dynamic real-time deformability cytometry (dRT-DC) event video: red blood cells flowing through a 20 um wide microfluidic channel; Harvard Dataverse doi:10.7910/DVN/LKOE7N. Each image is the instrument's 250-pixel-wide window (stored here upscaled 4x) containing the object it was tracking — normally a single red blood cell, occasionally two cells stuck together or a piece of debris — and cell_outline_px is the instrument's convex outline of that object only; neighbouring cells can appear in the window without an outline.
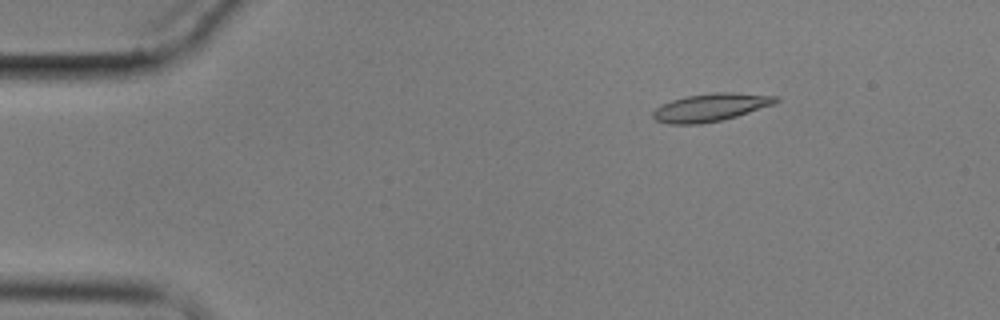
{"species": "common noctule bat (a hibernating species)", "species_latin": "Nyctalus noctula", "temperature_condition": "cold", "stored_images_in_passage": 4, "camera_frame_rate_fps": 3000, "um_per_image_px": 0.085, "animal": {"sex": "male", "body_mass_g": 17.9}, "frame": {"image": 1, "passage_image": 1, "time_ms": 0.0, "image_size_px": [1000, 320], "cell_outline_px": [[780, 100], [776, 104], [736, 116], [720, 120], [700, 124], [668, 124], [656, 120], [652, 116], [652, 112], [660, 104], [672, 100], [688, 96], [716, 92], [728, 92], [780, 96]], "centroid_in_image_um": [60.42, 9.12], "position_along_channel_um": 24.6, "area_um2": 19.94}}